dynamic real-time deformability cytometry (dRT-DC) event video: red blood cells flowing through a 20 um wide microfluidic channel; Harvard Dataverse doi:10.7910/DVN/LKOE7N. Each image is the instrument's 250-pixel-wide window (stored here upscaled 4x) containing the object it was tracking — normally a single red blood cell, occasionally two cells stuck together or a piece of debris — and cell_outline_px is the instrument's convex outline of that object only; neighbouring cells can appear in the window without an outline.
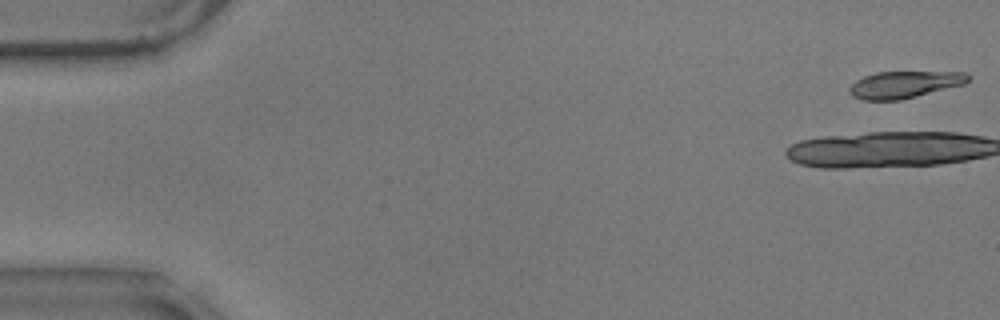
{"species": "common noctule bat (a hibernating species)", "species_latin": "Nyctalus noctula", "temperature_condition": "warm", "stored_images_in_passage": 9, "camera_frame_rate_fps": 3000, "um_per_image_px": 0.085, "animal": {"sex": "male", "body_mass_g": 17.9}, "frame": {"image": 1, "passage_image": 1, "time_ms": 0.0, "image_size_px": [1000, 320], "cell_outline_px": [[968, 80], [964, 84], [900, 100], [860, 100], [852, 96], [848, 92], [848, 88], [856, 80], [864, 76], [876, 72], [964, 72], [968, 76]], "centroid_in_image_um": [76.8, 7.19], "position_along_channel_um": 8.2, "area_um2": 18.5}}